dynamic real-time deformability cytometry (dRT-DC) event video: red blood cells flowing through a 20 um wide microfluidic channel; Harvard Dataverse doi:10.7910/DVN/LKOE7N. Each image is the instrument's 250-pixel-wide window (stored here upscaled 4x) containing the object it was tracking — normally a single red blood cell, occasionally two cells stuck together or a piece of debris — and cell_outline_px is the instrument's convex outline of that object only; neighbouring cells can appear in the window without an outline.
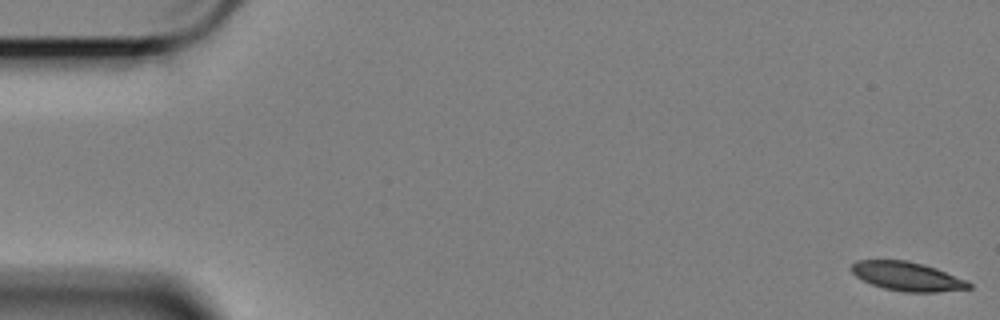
{"species": "Egyptian fruit bat (a non-hibernating species)", "species_latin": "Rousettus aegyptiacus", "temperature_condition": "cold", "stored_images_in_passage": 59, "camera_frame_rate_fps": 3000, "um_per_image_px": 0.085, "animal": {"sex": "female"}, "frame": {"image": 1, "passage_image": 1, "time_ms": 0.0, "image_size_px": [1000, 320], "cell_outline_px": [[972, 288], [936, 292], [904, 292], [884, 288], [872, 284], [856, 276], [852, 272], [852, 264], [856, 260], [904, 260], [924, 264], [936, 268], [968, 280], [972, 284]], "centroid_in_image_um": [77.16, 23.49], "position_along_channel_um": 7.8, "area_um2": 19.77}}
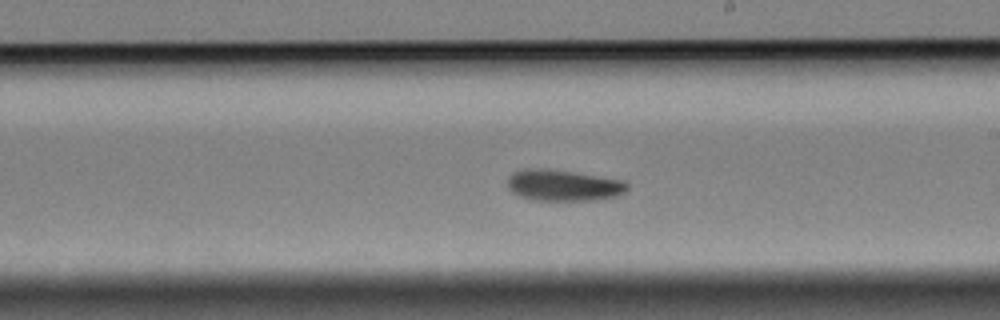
{"frame": {"image": 2, "passage_image": 34, "time_ms": 11.0, "image_size_px": [1000, 320], "cell_outline_px": [[628, 188], [624, 192], [616, 196], [596, 200], [532, 200], [520, 196], [512, 192], [508, 188], [508, 176], [512, 172], [528, 168], [548, 168], [624, 180], [628, 184]], "centroid_in_image_um": [47.86, 15.74], "position_along_channel_um": 241.1, "area_um2": 21.91}}
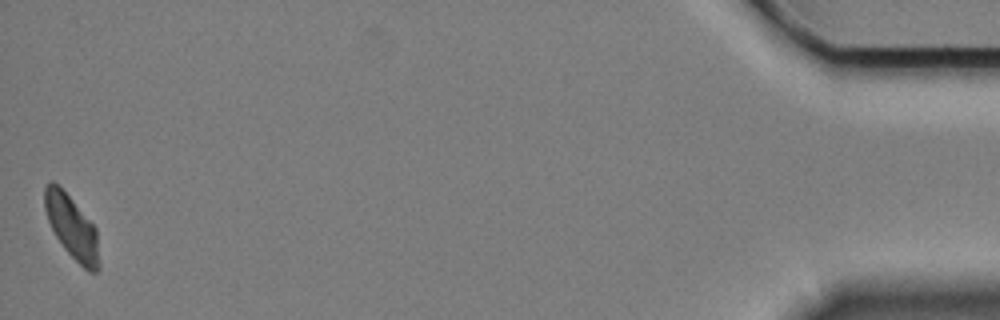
{"frame": {"image": 3, "passage_image": 59, "time_ms": 19.333, "image_size_px": [1000, 320], "cell_outline_px": [[100, 268], [96, 272], [88, 272], [64, 248], [56, 236], [48, 220], [44, 208], [44, 188], [52, 180], [72, 200], [96, 228], [100, 264]], "centroid_in_image_um": [6.12, 19.35], "position_along_channel_um": 429.1, "area_um2": 19.65}, "authors_computed_cell_mechanics": {"area_um2": 21.2126, "velocity_mm_per_s": 3.3578, "shape_relaxation_time_tau1_ms": 8.9585, "shape_relaxation_time_tau2_ms": null, "deformation_change_tau1": 0.1502, "deformation_change_tau2": null}}